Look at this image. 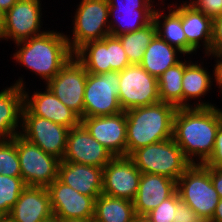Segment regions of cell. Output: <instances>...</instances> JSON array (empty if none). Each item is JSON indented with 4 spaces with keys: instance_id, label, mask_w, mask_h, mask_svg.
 <instances>
[{
    "instance_id": "cell-1",
    "label": "cell",
    "mask_w": 222,
    "mask_h": 222,
    "mask_svg": "<svg viewBox=\"0 0 222 222\" xmlns=\"http://www.w3.org/2000/svg\"><path fill=\"white\" fill-rule=\"evenodd\" d=\"M221 122L218 106L177 108L172 138L192 164H204L212 155Z\"/></svg>"
},
{
    "instance_id": "cell-2",
    "label": "cell",
    "mask_w": 222,
    "mask_h": 222,
    "mask_svg": "<svg viewBox=\"0 0 222 222\" xmlns=\"http://www.w3.org/2000/svg\"><path fill=\"white\" fill-rule=\"evenodd\" d=\"M41 35L15 43L13 60L38 75L46 84L73 58L66 34L47 30Z\"/></svg>"
},
{
    "instance_id": "cell-3",
    "label": "cell",
    "mask_w": 222,
    "mask_h": 222,
    "mask_svg": "<svg viewBox=\"0 0 222 222\" xmlns=\"http://www.w3.org/2000/svg\"><path fill=\"white\" fill-rule=\"evenodd\" d=\"M176 110L174 105L158 102L125 111L126 156L139 148L172 138Z\"/></svg>"
},
{
    "instance_id": "cell-4",
    "label": "cell",
    "mask_w": 222,
    "mask_h": 222,
    "mask_svg": "<svg viewBox=\"0 0 222 222\" xmlns=\"http://www.w3.org/2000/svg\"><path fill=\"white\" fill-rule=\"evenodd\" d=\"M180 200L190 206L203 221L212 219L220 197L210 178V169L204 164H192L177 180Z\"/></svg>"
},
{
    "instance_id": "cell-5",
    "label": "cell",
    "mask_w": 222,
    "mask_h": 222,
    "mask_svg": "<svg viewBox=\"0 0 222 222\" xmlns=\"http://www.w3.org/2000/svg\"><path fill=\"white\" fill-rule=\"evenodd\" d=\"M129 157L141 173L165 176L176 182L192 165L173 138L139 148Z\"/></svg>"
},
{
    "instance_id": "cell-6",
    "label": "cell",
    "mask_w": 222,
    "mask_h": 222,
    "mask_svg": "<svg viewBox=\"0 0 222 222\" xmlns=\"http://www.w3.org/2000/svg\"><path fill=\"white\" fill-rule=\"evenodd\" d=\"M72 18V34L66 38L69 47L75 53L90 41L102 40L110 35L109 4L107 0H80ZM72 36V37H70Z\"/></svg>"
},
{
    "instance_id": "cell-7",
    "label": "cell",
    "mask_w": 222,
    "mask_h": 222,
    "mask_svg": "<svg viewBox=\"0 0 222 222\" xmlns=\"http://www.w3.org/2000/svg\"><path fill=\"white\" fill-rule=\"evenodd\" d=\"M119 72L87 73L83 117H101L122 112L118 101Z\"/></svg>"
},
{
    "instance_id": "cell-8",
    "label": "cell",
    "mask_w": 222,
    "mask_h": 222,
    "mask_svg": "<svg viewBox=\"0 0 222 222\" xmlns=\"http://www.w3.org/2000/svg\"><path fill=\"white\" fill-rule=\"evenodd\" d=\"M74 57L87 73L92 74L120 72L131 64L120 39L112 35L85 43L74 53Z\"/></svg>"
},
{
    "instance_id": "cell-9",
    "label": "cell",
    "mask_w": 222,
    "mask_h": 222,
    "mask_svg": "<svg viewBox=\"0 0 222 222\" xmlns=\"http://www.w3.org/2000/svg\"><path fill=\"white\" fill-rule=\"evenodd\" d=\"M22 179L27 186L48 187L58 178L60 160L45 153L39 146L16 135Z\"/></svg>"
},
{
    "instance_id": "cell-10",
    "label": "cell",
    "mask_w": 222,
    "mask_h": 222,
    "mask_svg": "<svg viewBox=\"0 0 222 222\" xmlns=\"http://www.w3.org/2000/svg\"><path fill=\"white\" fill-rule=\"evenodd\" d=\"M118 101L123 111L161 102L158 80L139 64H130L119 72Z\"/></svg>"
},
{
    "instance_id": "cell-11",
    "label": "cell",
    "mask_w": 222,
    "mask_h": 222,
    "mask_svg": "<svg viewBox=\"0 0 222 222\" xmlns=\"http://www.w3.org/2000/svg\"><path fill=\"white\" fill-rule=\"evenodd\" d=\"M69 128L48 119L32 115L25 107L22 111L20 134L39 146L45 153L62 161Z\"/></svg>"
},
{
    "instance_id": "cell-12",
    "label": "cell",
    "mask_w": 222,
    "mask_h": 222,
    "mask_svg": "<svg viewBox=\"0 0 222 222\" xmlns=\"http://www.w3.org/2000/svg\"><path fill=\"white\" fill-rule=\"evenodd\" d=\"M41 5V0H18L4 14L3 40H10L15 44L46 32L42 27L44 8Z\"/></svg>"
},
{
    "instance_id": "cell-13",
    "label": "cell",
    "mask_w": 222,
    "mask_h": 222,
    "mask_svg": "<svg viewBox=\"0 0 222 222\" xmlns=\"http://www.w3.org/2000/svg\"><path fill=\"white\" fill-rule=\"evenodd\" d=\"M86 81L87 71L85 67L73 56L45 86H47L64 105L83 118Z\"/></svg>"
},
{
    "instance_id": "cell-14",
    "label": "cell",
    "mask_w": 222,
    "mask_h": 222,
    "mask_svg": "<svg viewBox=\"0 0 222 222\" xmlns=\"http://www.w3.org/2000/svg\"><path fill=\"white\" fill-rule=\"evenodd\" d=\"M26 82L19 77L14 85L19 84L23 88L24 107L38 117L48 119L54 123L68 127L69 129L81 124V117L73 110L64 105L46 86L45 90L29 92L26 91Z\"/></svg>"
},
{
    "instance_id": "cell-15",
    "label": "cell",
    "mask_w": 222,
    "mask_h": 222,
    "mask_svg": "<svg viewBox=\"0 0 222 222\" xmlns=\"http://www.w3.org/2000/svg\"><path fill=\"white\" fill-rule=\"evenodd\" d=\"M141 175L129 156H115L103 168L102 194L133 201Z\"/></svg>"
},
{
    "instance_id": "cell-16",
    "label": "cell",
    "mask_w": 222,
    "mask_h": 222,
    "mask_svg": "<svg viewBox=\"0 0 222 222\" xmlns=\"http://www.w3.org/2000/svg\"><path fill=\"white\" fill-rule=\"evenodd\" d=\"M47 190L53 216L57 219L94 218V197L78 193L58 178L47 187Z\"/></svg>"
},
{
    "instance_id": "cell-17",
    "label": "cell",
    "mask_w": 222,
    "mask_h": 222,
    "mask_svg": "<svg viewBox=\"0 0 222 222\" xmlns=\"http://www.w3.org/2000/svg\"><path fill=\"white\" fill-rule=\"evenodd\" d=\"M113 157L82 124L69 129L62 161L104 168Z\"/></svg>"
},
{
    "instance_id": "cell-18",
    "label": "cell",
    "mask_w": 222,
    "mask_h": 222,
    "mask_svg": "<svg viewBox=\"0 0 222 222\" xmlns=\"http://www.w3.org/2000/svg\"><path fill=\"white\" fill-rule=\"evenodd\" d=\"M81 124L115 156H126V113L101 117H83Z\"/></svg>"
},
{
    "instance_id": "cell-19",
    "label": "cell",
    "mask_w": 222,
    "mask_h": 222,
    "mask_svg": "<svg viewBox=\"0 0 222 222\" xmlns=\"http://www.w3.org/2000/svg\"><path fill=\"white\" fill-rule=\"evenodd\" d=\"M53 217L46 187L27 186L6 217L9 222H43Z\"/></svg>"
},
{
    "instance_id": "cell-20",
    "label": "cell",
    "mask_w": 222,
    "mask_h": 222,
    "mask_svg": "<svg viewBox=\"0 0 222 222\" xmlns=\"http://www.w3.org/2000/svg\"><path fill=\"white\" fill-rule=\"evenodd\" d=\"M176 192V181L157 174L142 173L133 205L137 215H146Z\"/></svg>"
},
{
    "instance_id": "cell-21",
    "label": "cell",
    "mask_w": 222,
    "mask_h": 222,
    "mask_svg": "<svg viewBox=\"0 0 222 222\" xmlns=\"http://www.w3.org/2000/svg\"><path fill=\"white\" fill-rule=\"evenodd\" d=\"M103 168L60 161L58 179L78 193L95 199L102 194Z\"/></svg>"
},
{
    "instance_id": "cell-22",
    "label": "cell",
    "mask_w": 222,
    "mask_h": 222,
    "mask_svg": "<svg viewBox=\"0 0 222 222\" xmlns=\"http://www.w3.org/2000/svg\"><path fill=\"white\" fill-rule=\"evenodd\" d=\"M180 14L182 29L187 42L196 50L205 49L203 54H210L212 38V19L202 12L195 10L190 4L182 0L178 5L176 2L170 4Z\"/></svg>"
},
{
    "instance_id": "cell-23",
    "label": "cell",
    "mask_w": 222,
    "mask_h": 222,
    "mask_svg": "<svg viewBox=\"0 0 222 222\" xmlns=\"http://www.w3.org/2000/svg\"><path fill=\"white\" fill-rule=\"evenodd\" d=\"M187 58L190 59V61L187 60V66L184 68L182 79L183 108L217 106L214 103L212 104L202 99L208 92L211 93V86H213L214 83L213 76H211L208 68L204 67V61L199 63L198 60L197 62L195 60L194 63L191 61L190 56ZM192 99L196 101L192 103Z\"/></svg>"
},
{
    "instance_id": "cell-24",
    "label": "cell",
    "mask_w": 222,
    "mask_h": 222,
    "mask_svg": "<svg viewBox=\"0 0 222 222\" xmlns=\"http://www.w3.org/2000/svg\"><path fill=\"white\" fill-rule=\"evenodd\" d=\"M23 107V88L19 84L12 83L0 91V141L10 140L21 132Z\"/></svg>"
},
{
    "instance_id": "cell-25",
    "label": "cell",
    "mask_w": 222,
    "mask_h": 222,
    "mask_svg": "<svg viewBox=\"0 0 222 222\" xmlns=\"http://www.w3.org/2000/svg\"><path fill=\"white\" fill-rule=\"evenodd\" d=\"M158 8L156 7L153 13V22L156 26V34L165 40L170 45L178 48L185 56L197 54V51L187 42L184 31L182 29V22L180 14L167 3V14L165 11V0H161ZM164 4V5H163ZM163 12V13H162Z\"/></svg>"
},
{
    "instance_id": "cell-26",
    "label": "cell",
    "mask_w": 222,
    "mask_h": 222,
    "mask_svg": "<svg viewBox=\"0 0 222 222\" xmlns=\"http://www.w3.org/2000/svg\"><path fill=\"white\" fill-rule=\"evenodd\" d=\"M183 55V56H180ZM185 54L178 48L170 45L157 34L146 48L140 66L157 79L170 67L178 64Z\"/></svg>"
},
{
    "instance_id": "cell-27",
    "label": "cell",
    "mask_w": 222,
    "mask_h": 222,
    "mask_svg": "<svg viewBox=\"0 0 222 222\" xmlns=\"http://www.w3.org/2000/svg\"><path fill=\"white\" fill-rule=\"evenodd\" d=\"M154 10L109 7L110 35L117 37L144 28L153 21Z\"/></svg>"
},
{
    "instance_id": "cell-28",
    "label": "cell",
    "mask_w": 222,
    "mask_h": 222,
    "mask_svg": "<svg viewBox=\"0 0 222 222\" xmlns=\"http://www.w3.org/2000/svg\"><path fill=\"white\" fill-rule=\"evenodd\" d=\"M133 201L100 194L95 199L94 222H132Z\"/></svg>"
},
{
    "instance_id": "cell-29",
    "label": "cell",
    "mask_w": 222,
    "mask_h": 222,
    "mask_svg": "<svg viewBox=\"0 0 222 222\" xmlns=\"http://www.w3.org/2000/svg\"><path fill=\"white\" fill-rule=\"evenodd\" d=\"M183 60L168 68L157 79L161 102L174 105L176 108H183L182 79L184 68L187 66V60Z\"/></svg>"
},
{
    "instance_id": "cell-30",
    "label": "cell",
    "mask_w": 222,
    "mask_h": 222,
    "mask_svg": "<svg viewBox=\"0 0 222 222\" xmlns=\"http://www.w3.org/2000/svg\"><path fill=\"white\" fill-rule=\"evenodd\" d=\"M156 35V26L152 21L150 24L137 31L117 36L127 54L131 64H140L146 48Z\"/></svg>"
},
{
    "instance_id": "cell-31",
    "label": "cell",
    "mask_w": 222,
    "mask_h": 222,
    "mask_svg": "<svg viewBox=\"0 0 222 222\" xmlns=\"http://www.w3.org/2000/svg\"><path fill=\"white\" fill-rule=\"evenodd\" d=\"M27 187L22 177H9L0 174V214L6 218L20 194Z\"/></svg>"
},
{
    "instance_id": "cell-32",
    "label": "cell",
    "mask_w": 222,
    "mask_h": 222,
    "mask_svg": "<svg viewBox=\"0 0 222 222\" xmlns=\"http://www.w3.org/2000/svg\"><path fill=\"white\" fill-rule=\"evenodd\" d=\"M0 174L9 177H22L16 136L10 140L0 141Z\"/></svg>"
},
{
    "instance_id": "cell-33",
    "label": "cell",
    "mask_w": 222,
    "mask_h": 222,
    "mask_svg": "<svg viewBox=\"0 0 222 222\" xmlns=\"http://www.w3.org/2000/svg\"><path fill=\"white\" fill-rule=\"evenodd\" d=\"M180 201L179 194L176 191L171 197L164 200L158 207L146 215L152 222H174L176 205Z\"/></svg>"
},
{
    "instance_id": "cell-34",
    "label": "cell",
    "mask_w": 222,
    "mask_h": 222,
    "mask_svg": "<svg viewBox=\"0 0 222 222\" xmlns=\"http://www.w3.org/2000/svg\"><path fill=\"white\" fill-rule=\"evenodd\" d=\"M186 2L211 19L222 15V0H186Z\"/></svg>"
},
{
    "instance_id": "cell-35",
    "label": "cell",
    "mask_w": 222,
    "mask_h": 222,
    "mask_svg": "<svg viewBox=\"0 0 222 222\" xmlns=\"http://www.w3.org/2000/svg\"><path fill=\"white\" fill-rule=\"evenodd\" d=\"M207 167L222 169V122L218 128L212 155L204 163Z\"/></svg>"
},
{
    "instance_id": "cell-36",
    "label": "cell",
    "mask_w": 222,
    "mask_h": 222,
    "mask_svg": "<svg viewBox=\"0 0 222 222\" xmlns=\"http://www.w3.org/2000/svg\"><path fill=\"white\" fill-rule=\"evenodd\" d=\"M109 7L155 9L154 0H107ZM154 4V5H153Z\"/></svg>"
},
{
    "instance_id": "cell-37",
    "label": "cell",
    "mask_w": 222,
    "mask_h": 222,
    "mask_svg": "<svg viewBox=\"0 0 222 222\" xmlns=\"http://www.w3.org/2000/svg\"><path fill=\"white\" fill-rule=\"evenodd\" d=\"M210 53H222V15L212 19Z\"/></svg>"
},
{
    "instance_id": "cell-38",
    "label": "cell",
    "mask_w": 222,
    "mask_h": 222,
    "mask_svg": "<svg viewBox=\"0 0 222 222\" xmlns=\"http://www.w3.org/2000/svg\"><path fill=\"white\" fill-rule=\"evenodd\" d=\"M199 220L195 211L183 201L176 205L174 222H198Z\"/></svg>"
},
{
    "instance_id": "cell-39",
    "label": "cell",
    "mask_w": 222,
    "mask_h": 222,
    "mask_svg": "<svg viewBox=\"0 0 222 222\" xmlns=\"http://www.w3.org/2000/svg\"><path fill=\"white\" fill-rule=\"evenodd\" d=\"M206 56L211 57V59L212 57L214 58L215 64L213 65L214 70H212L213 82L216 83L215 86L220 89L219 93L222 95V53H210L204 55L205 58Z\"/></svg>"
},
{
    "instance_id": "cell-40",
    "label": "cell",
    "mask_w": 222,
    "mask_h": 222,
    "mask_svg": "<svg viewBox=\"0 0 222 222\" xmlns=\"http://www.w3.org/2000/svg\"><path fill=\"white\" fill-rule=\"evenodd\" d=\"M210 169V178L212 180L213 186L217 191L220 199L222 198V169L208 167Z\"/></svg>"
},
{
    "instance_id": "cell-41",
    "label": "cell",
    "mask_w": 222,
    "mask_h": 222,
    "mask_svg": "<svg viewBox=\"0 0 222 222\" xmlns=\"http://www.w3.org/2000/svg\"><path fill=\"white\" fill-rule=\"evenodd\" d=\"M209 222H222V198L215 208L212 219Z\"/></svg>"
},
{
    "instance_id": "cell-42",
    "label": "cell",
    "mask_w": 222,
    "mask_h": 222,
    "mask_svg": "<svg viewBox=\"0 0 222 222\" xmlns=\"http://www.w3.org/2000/svg\"><path fill=\"white\" fill-rule=\"evenodd\" d=\"M18 0H0V12L5 14Z\"/></svg>"
},
{
    "instance_id": "cell-43",
    "label": "cell",
    "mask_w": 222,
    "mask_h": 222,
    "mask_svg": "<svg viewBox=\"0 0 222 222\" xmlns=\"http://www.w3.org/2000/svg\"><path fill=\"white\" fill-rule=\"evenodd\" d=\"M132 222H152L147 215H135Z\"/></svg>"
},
{
    "instance_id": "cell-44",
    "label": "cell",
    "mask_w": 222,
    "mask_h": 222,
    "mask_svg": "<svg viewBox=\"0 0 222 222\" xmlns=\"http://www.w3.org/2000/svg\"><path fill=\"white\" fill-rule=\"evenodd\" d=\"M58 222H94L93 219H58Z\"/></svg>"
},
{
    "instance_id": "cell-45",
    "label": "cell",
    "mask_w": 222,
    "mask_h": 222,
    "mask_svg": "<svg viewBox=\"0 0 222 222\" xmlns=\"http://www.w3.org/2000/svg\"><path fill=\"white\" fill-rule=\"evenodd\" d=\"M4 33V14L0 12V40H3Z\"/></svg>"
},
{
    "instance_id": "cell-46",
    "label": "cell",
    "mask_w": 222,
    "mask_h": 222,
    "mask_svg": "<svg viewBox=\"0 0 222 222\" xmlns=\"http://www.w3.org/2000/svg\"><path fill=\"white\" fill-rule=\"evenodd\" d=\"M43 222H58V219L56 217H51L50 219L43 221Z\"/></svg>"
},
{
    "instance_id": "cell-47",
    "label": "cell",
    "mask_w": 222,
    "mask_h": 222,
    "mask_svg": "<svg viewBox=\"0 0 222 222\" xmlns=\"http://www.w3.org/2000/svg\"><path fill=\"white\" fill-rule=\"evenodd\" d=\"M5 218L0 214V222H2Z\"/></svg>"
},
{
    "instance_id": "cell-48",
    "label": "cell",
    "mask_w": 222,
    "mask_h": 222,
    "mask_svg": "<svg viewBox=\"0 0 222 222\" xmlns=\"http://www.w3.org/2000/svg\"><path fill=\"white\" fill-rule=\"evenodd\" d=\"M2 222H9L6 218Z\"/></svg>"
}]
</instances>
